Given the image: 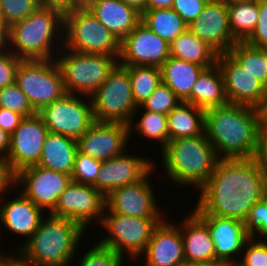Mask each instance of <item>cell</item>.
Instances as JSON below:
<instances>
[{"label": "cell", "instance_id": "cell-1", "mask_svg": "<svg viewBox=\"0 0 267 266\" xmlns=\"http://www.w3.org/2000/svg\"><path fill=\"white\" fill-rule=\"evenodd\" d=\"M267 195V169L257 158L218 159L211 177L197 190L192 211L245 222Z\"/></svg>", "mask_w": 267, "mask_h": 266}, {"label": "cell", "instance_id": "cell-2", "mask_svg": "<svg viewBox=\"0 0 267 266\" xmlns=\"http://www.w3.org/2000/svg\"><path fill=\"white\" fill-rule=\"evenodd\" d=\"M262 119L259 108L228 103L205 110L204 133L219 159L257 158Z\"/></svg>", "mask_w": 267, "mask_h": 266}, {"label": "cell", "instance_id": "cell-3", "mask_svg": "<svg viewBox=\"0 0 267 266\" xmlns=\"http://www.w3.org/2000/svg\"><path fill=\"white\" fill-rule=\"evenodd\" d=\"M86 233L79 223L47 213L17 252L36 266H70Z\"/></svg>", "mask_w": 267, "mask_h": 266}, {"label": "cell", "instance_id": "cell-4", "mask_svg": "<svg viewBox=\"0 0 267 266\" xmlns=\"http://www.w3.org/2000/svg\"><path fill=\"white\" fill-rule=\"evenodd\" d=\"M64 13L40 5L10 26L9 50L21 60H52L63 47Z\"/></svg>", "mask_w": 267, "mask_h": 266}, {"label": "cell", "instance_id": "cell-5", "mask_svg": "<svg viewBox=\"0 0 267 266\" xmlns=\"http://www.w3.org/2000/svg\"><path fill=\"white\" fill-rule=\"evenodd\" d=\"M160 153L167 182L185 190H198L211 177L219 159L205 133L171 140Z\"/></svg>", "mask_w": 267, "mask_h": 266}, {"label": "cell", "instance_id": "cell-6", "mask_svg": "<svg viewBox=\"0 0 267 266\" xmlns=\"http://www.w3.org/2000/svg\"><path fill=\"white\" fill-rule=\"evenodd\" d=\"M164 219H147L139 217L124 216L114 212H104L99 223L102 232L96 242L107 247L119 255H122L131 265L141 262L154 229ZM104 234V236H102ZM130 259V260H129ZM136 261V262H135Z\"/></svg>", "mask_w": 267, "mask_h": 266}, {"label": "cell", "instance_id": "cell-7", "mask_svg": "<svg viewBox=\"0 0 267 266\" xmlns=\"http://www.w3.org/2000/svg\"><path fill=\"white\" fill-rule=\"evenodd\" d=\"M66 93L91 95L118 63L114 56L78 53L62 47L55 56Z\"/></svg>", "mask_w": 267, "mask_h": 266}, {"label": "cell", "instance_id": "cell-8", "mask_svg": "<svg viewBox=\"0 0 267 266\" xmlns=\"http://www.w3.org/2000/svg\"><path fill=\"white\" fill-rule=\"evenodd\" d=\"M63 47L78 53L104 54L117 59L120 41L88 9L64 13Z\"/></svg>", "mask_w": 267, "mask_h": 266}, {"label": "cell", "instance_id": "cell-9", "mask_svg": "<svg viewBox=\"0 0 267 266\" xmlns=\"http://www.w3.org/2000/svg\"><path fill=\"white\" fill-rule=\"evenodd\" d=\"M94 121L129 125L137 109L127 68L117 63L91 95Z\"/></svg>", "mask_w": 267, "mask_h": 266}, {"label": "cell", "instance_id": "cell-10", "mask_svg": "<svg viewBox=\"0 0 267 266\" xmlns=\"http://www.w3.org/2000/svg\"><path fill=\"white\" fill-rule=\"evenodd\" d=\"M15 84L25 93L36 112L66 94L55 59L22 60L17 68Z\"/></svg>", "mask_w": 267, "mask_h": 266}, {"label": "cell", "instance_id": "cell-11", "mask_svg": "<svg viewBox=\"0 0 267 266\" xmlns=\"http://www.w3.org/2000/svg\"><path fill=\"white\" fill-rule=\"evenodd\" d=\"M37 114L49 132L75 140L88 131L94 122L91 98L70 93L44 106Z\"/></svg>", "mask_w": 267, "mask_h": 266}, {"label": "cell", "instance_id": "cell-12", "mask_svg": "<svg viewBox=\"0 0 267 266\" xmlns=\"http://www.w3.org/2000/svg\"><path fill=\"white\" fill-rule=\"evenodd\" d=\"M157 164V165H156ZM155 167L140 181L116 188L106 197V207L104 212H114L124 216L147 218V219H165L168 215L157 203V195L153 189L151 176L158 171ZM156 168V169H155ZM156 170V171H155ZM153 182V183H152ZM152 183V184H151Z\"/></svg>", "mask_w": 267, "mask_h": 266}, {"label": "cell", "instance_id": "cell-13", "mask_svg": "<svg viewBox=\"0 0 267 266\" xmlns=\"http://www.w3.org/2000/svg\"><path fill=\"white\" fill-rule=\"evenodd\" d=\"M71 182L70 175L36 164L20 169L15 174L14 187H19L17 190L46 213H50Z\"/></svg>", "mask_w": 267, "mask_h": 266}, {"label": "cell", "instance_id": "cell-14", "mask_svg": "<svg viewBox=\"0 0 267 266\" xmlns=\"http://www.w3.org/2000/svg\"><path fill=\"white\" fill-rule=\"evenodd\" d=\"M105 207L106 198L96 188L72 181L50 214L75 221L89 231L94 224L98 227Z\"/></svg>", "mask_w": 267, "mask_h": 266}, {"label": "cell", "instance_id": "cell-15", "mask_svg": "<svg viewBox=\"0 0 267 266\" xmlns=\"http://www.w3.org/2000/svg\"><path fill=\"white\" fill-rule=\"evenodd\" d=\"M134 147L132 145L122 154L102 161L96 182L92 186L105 198L118 187L142 180L155 167V159L135 153Z\"/></svg>", "mask_w": 267, "mask_h": 266}, {"label": "cell", "instance_id": "cell-16", "mask_svg": "<svg viewBox=\"0 0 267 266\" xmlns=\"http://www.w3.org/2000/svg\"><path fill=\"white\" fill-rule=\"evenodd\" d=\"M48 133V128L37 113L20 121L19 126L10 135L5 159L14 174L20 169L38 164Z\"/></svg>", "mask_w": 267, "mask_h": 266}, {"label": "cell", "instance_id": "cell-17", "mask_svg": "<svg viewBox=\"0 0 267 266\" xmlns=\"http://www.w3.org/2000/svg\"><path fill=\"white\" fill-rule=\"evenodd\" d=\"M13 190L15 195L9 197L11 195L6 193L0 199V224L2 225L1 228L8 231V234L10 232L16 238L20 237L19 240H21V237L25 239L19 241L21 245L18 243L15 244L16 246L12 245V250L17 252L38 229L40 222L47 213L19 192L16 187Z\"/></svg>", "mask_w": 267, "mask_h": 266}, {"label": "cell", "instance_id": "cell-18", "mask_svg": "<svg viewBox=\"0 0 267 266\" xmlns=\"http://www.w3.org/2000/svg\"><path fill=\"white\" fill-rule=\"evenodd\" d=\"M224 90L228 103L263 109L267 103V88L255 79L226 52L219 54Z\"/></svg>", "mask_w": 267, "mask_h": 266}, {"label": "cell", "instance_id": "cell-19", "mask_svg": "<svg viewBox=\"0 0 267 266\" xmlns=\"http://www.w3.org/2000/svg\"><path fill=\"white\" fill-rule=\"evenodd\" d=\"M169 57V44L140 22L120 42L118 63L161 67Z\"/></svg>", "mask_w": 267, "mask_h": 266}, {"label": "cell", "instance_id": "cell-20", "mask_svg": "<svg viewBox=\"0 0 267 266\" xmlns=\"http://www.w3.org/2000/svg\"><path fill=\"white\" fill-rule=\"evenodd\" d=\"M129 125L94 121L77 139L78 152L101 161L114 158L127 150Z\"/></svg>", "mask_w": 267, "mask_h": 266}, {"label": "cell", "instance_id": "cell-21", "mask_svg": "<svg viewBox=\"0 0 267 266\" xmlns=\"http://www.w3.org/2000/svg\"><path fill=\"white\" fill-rule=\"evenodd\" d=\"M188 29L219 54L228 52L237 43L229 27L227 4L222 0H208L200 16L188 25Z\"/></svg>", "mask_w": 267, "mask_h": 266}, {"label": "cell", "instance_id": "cell-22", "mask_svg": "<svg viewBox=\"0 0 267 266\" xmlns=\"http://www.w3.org/2000/svg\"><path fill=\"white\" fill-rule=\"evenodd\" d=\"M168 216L154 229L144 253L143 266H178L185 261L181 221Z\"/></svg>", "mask_w": 267, "mask_h": 266}, {"label": "cell", "instance_id": "cell-23", "mask_svg": "<svg viewBox=\"0 0 267 266\" xmlns=\"http://www.w3.org/2000/svg\"><path fill=\"white\" fill-rule=\"evenodd\" d=\"M209 228L214 241L216 264L226 266L240 260L245 242L250 238L244 222L216 215H197Z\"/></svg>", "mask_w": 267, "mask_h": 266}, {"label": "cell", "instance_id": "cell-24", "mask_svg": "<svg viewBox=\"0 0 267 266\" xmlns=\"http://www.w3.org/2000/svg\"><path fill=\"white\" fill-rule=\"evenodd\" d=\"M181 218L185 260L216 264L214 241L208 226L191 210Z\"/></svg>", "mask_w": 267, "mask_h": 266}, {"label": "cell", "instance_id": "cell-25", "mask_svg": "<svg viewBox=\"0 0 267 266\" xmlns=\"http://www.w3.org/2000/svg\"><path fill=\"white\" fill-rule=\"evenodd\" d=\"M88 10L120 42L141 22V13L121 0H95Z\"/></svg>", "mask_w": 267, "mask_h": 266}, {"label": "cell", "instance_id": "cell-26", "mask_svg": "<svg viewBox=\"0 0 267 266\" xmlns=\"http://www.w3.org/2000/svg\"><path fill=\"white\" fill-rule=\"evenodd\" d=\"M77 152V140L49 132L37 165L71 176Z\"/></svg>", "mask_w": 267, "mask_h": 266}, {"label": "cell", "instance_id": "cell-27", "mask_svg": "<svg viewBox=\"0 0 267 266\" xmlns=\"http://www.w3.org/2000/svg\"><path fill=\"white\" fill-rule=\"evenodd\" d=\"M205 67L170 56L160 67L161 83L182 102L191 103V90Z\"/></svg>", "mask_w": 267, "mask_h": 266}, {"label": "cell", "instance_id": "cell-28", "mask_svg": "<svg viewBox=\"0 0 267 266\" xmlns=\"http://www.w3.org/2000/svg\"><path fill=\"white\" fill-rule=\"evenodd\" d=\"M191 104L203 110L228 104L218 64L201 72L191 90Z\"/></svg>", "mask_w": 267, "mask_h": 266}, {"label": "cell", "instance_id": "cell-29", "mask_svg": "<svg viewBox=\"0 0 267 266\" xmlns=\"http://www.w3.org/2000/svg\"><path fill=\"white\" fill-rule=\"evenodd\" d=\"M140 111L141 115H139ZM133 133H135V135ZM137 134L140 137H138ZM133 135L134 138L147 139L145 141L150 140L152 143L151 145H156V147L157 144H159L158 147L160 148H157V152L159 153V150L161 152L169 143L167 115L143 110L140 106H138L133 114L131 122L129 123V143L131 146V141H133L131 137Z\"/></svg>", "mask_w": 267, "mask_h": 266}, {"label": "cell", "instance_id": "cell-30", "mask_svg": "<svg viewBox=\"0 0 267 266\" xmlns=\"http://www.w3.org/2000/svg\"><path fill=\"white\" fill-rule=\"evenodd\" d=\"M169 55L209 68L217 64L219 53L187 29L169 44Z\"/></svg>", "mask_w": 267, "mask_h": 266}, {"label": "cell", "instance_id": "cell-31", "mask_svg": "<svg viewBox=\"0 0 267 266\" xmlns=\"http://www.w3.org/2000/svg\"><path fill=\"white\" fill-rule=\"evenodd\" d=\"M167 117L169 141L204 134L205 110L191 103L181 102Z\"/></svg>", "mask_w": 267, "mask_h": 266}, {"label": "cell", "instance_id": "cell-32", "mask_svg": "<svg viewBox=\"0 0 267 266\" xmlns=\"http://www.w3.org/2000/svg\"><path fill=\"white\" fill-rule=\"evenodd\" d=\"M141 22L168 44L188 29L172 8L145 10L141 14Z\"/></svg>", "mask_w": 267, "mask_h": 266}, {"label": "cell", "instance_id": "cell-33", "mask_svg": "<svg viewBox=\"0 0 267 266\" xmlns=\"http://www.w3.org/2000/svg\"><path fill=\"white\" fill-rule=\"evenodd\" d=\"M242 68L267 88V48L237 42L227 52Z\"/></svg>", "mask_w": 267, "mask_h": 266}, {"label": "cell", "instance_id": "cell-34", "mask_svg": "<svg viewBox=\"0 0 267 266\" xmlns=\"http://www.w3.org/2000/svg\"><path fill=\"white\" fill-rule=\"evenodd\" d=\"M227 7L232 36L237 42H244L259 19L258 0L227 4Z\"/></svg>", "mask_w": 267, "mask_h": 266}, {"label": "cell", "instance_id": "cell-35", "mask_svg": "<svg viewBox=\"0 0 267 266\" xmlns=\"http://www.w3.org/2000/svg\"><path fill=\"white\" fill-rule=\"evenodd\" d=\"M125 67L131 81L134 101L137 106H140L161 84L160 67L144 65Z\"/></svg>", "mask_w": 267, "mask_h": 266}, {"label": "cell", "instance_id": "cell-36", "mask_svg": "<svg viewBox=\"0 0 267 266\" xmlns=\"http://www.w3.org/2000/svg\"><path fill=\"white\" fill-rule=\"evenodd\" d=\"M95 241V239L92 241L94 243L91 247L88 246L87 251L85 247V253H82L80 257L76 255L77 257L74 258L73 263H71L70 266H124V263H127L122 255L117 254L107 247L99 245ZM74 261H78L77 265Z\"/></svg>", "mask_w": 267, "mask_h": 266}, {"label": "cell", "instance_id": "cell-37", "mask_svg": "<svg viewBox=\"0 0 267 266\" xmlns=\"http://www.w3.org/2000/svg\"><path fill=\"white\" fill-rule=\"evenodd\" d=\"M181 102L167 85L161 83L140 107L143 110L168 115Z\"/></svg>", "mask_w": 267, "mask_h": 266}, {"label": "cell", "instance_id": "cell-38", "mask_svg": "<svg viewBox=\"0 0 267 266\" xmlns=\"http://www.w3.org/2000/svg\"><path fill=\"white\" fill-rule=\"evenodd\" d=\"M0 107L29 117L37 112L32 108L25 93L14 83L0 89Z\"/></svg>", "mask_w": 267, "mask_h": 266}, {"label": "cell", "instance_id": "cell-39", "mask_svg": "<svg viewBox=\"0 0 267 266\" xmlns=\"http://www.w3.org/2000/svg\"><path fill=\"white\" fill-rule=\"evenodd\" d=\"M40 5V0H0V17L11 26L28 17Z\"/></svg>", "mask_w": 267, "mask_h": 266}, {"label": "cell", "instance_id": "cell-40", "mask_svg": "<svg viewBox=\"0 0 267 266\" xmlns=\"http://www.w3.org/2000/svg\"><path fill=\"white\" fill-rule=\"evenodd\" d=\"M244 225L251 238L267 241V195L251 208Z\"/></svg>", "mask_w": 267, "mask_h": 266}, {"label": "cell", "instance_id": "cell-41", "mask_svg": "<svg viewBox=\"0 0 267 266\" xmlns=\"http://www.w3.org/2000/svg\"><path fill=\"white\" fill-rule=\"evenodd\" d=\"M101 164V160L77 152L71 174L72 181L93 185L96 182Z\"/></svg>", "mask_w": 267, "mask_h": 266}, {"label": "cell", "instance_id": "cell-42", "mask_svg": "<svg viewBox=\"0 0 267 266\" xmlns=\"http://www.w3.org/2000/svg\"><path fill=\"white\" fill-rule=\"evenodd\" d=\"M245 266H267V241L249 238L239 260Z\"/></svg>", "mask_w": 267, "mask_h": 266}, {"label": "cell", "instance_id": "cell-43", "mask_svg": "<svg viewBox=\"0 0 267 266\" xmlns=\"http://www.w3.org/2000/svg\"><path fill=\"white\" fill-rule=\"evenodd\" d=\"M258 10L257 24L244 42L256 48H267V0H258Z\"/></svg>", "mask_w": 267, "mask_h": 266}, {"label": "cell", "instance_id": "cell-44", "mask_svg": "<svg viewBox=\"0 0 267 266\" xmlns=\"http://www.w3.org/2000/svg\"><path fill=\"white\" fill-rule=\"evenodd\" d=\"M21 61L10 50L0 53V89L15 83L17 68Z\"/></svg>", "mask_w": 267, "mask_h": 266}, {"label": "cell", "instance_id": "cell-45", "mask_svg": "<svg viewBox=\"0 0 267 266\" xmlns=\"http://www.w3.org/2000/svg\"><path fill=\"white\" fill-rule=\"evenodd\" d=\"M207 2L208 0H174L172 9L189 25L200 16Z\"/></svg>", "mask_w": 267, "mask_h": 266}, {"label": "cell", "instance_id": "cell-46", "mask_svg": "<svg viewBox=\"0 0 267 266\" xmlns=\"http://www.w3.org/2000/svg\"><path fill=\"white\" fill-rule=\"evenodd\" d=\"M14 183L15 174L10 170L7 161L0 157V199L6 195L5 193L13 192Z\"/></svg>", "mask_w": 267, "mask_h": 266}, {"label": "cell", "instance_id": "cell-47", "mask_svg": "<svg viewBox=\"0 0 267 266\" xmlns=\"http://www.w3.org/2000/svg\"><path fill=\"white\" fill-rule=\"evenodd\" d=\"M24 117L16 112L0 107V128L11 135Z\"/></svg>", "mask_w": 267, "mask_h": 266}, {"label": "cell", "instance_id": "cell-48", "mask_svg": "<svg viewBox=\"0 0 267 266\" xmlns=\"http://www.w3.org/2000/svg\"><path fill=\"white\" fill-rule=\"evenodd\" d=\"M17 254V255H16ZM0 266H36L25 260L18 252H0Z\"/></svg>", "mask_w": 267, "mask_h": 266}, {"label": "cell", "instance_id": "cell-49", "mask_svg": "<svg viewBox=\"0 0 267 266\" xmlns=\"http://www.w3.org/2000/svg\"><path fill=\"white\" fill-rule=\"evenodd\" d=\"M257 159L267 169V121L261 122L260 150Z\"/></svg>", "mask_w": 267, "mask_h": 266}, {"label": "cell", "instance_id": "cell-50", "mask_svg": "<svg viewBox=\"0 0 267 266\" xmlns=\"http://www.w3.org/2000/svg\"><path fill=\"white\" fill-rule=\"evenodd\" d=\"M10 26L0 17V53L9 50Z\"/></svg>", "mask_w": 267, "mask_h": 266}, {"label": "cell", "instance_id": "cell-51", "mask_svg": "<svg viewBox=\"0 0 267 266\" xmlns=\"http://www.w3.org/2000/svg\"><path fill=\"white\" fill-rule=\"evenodd\" d=\"M174 0H147L145 10L172 8Z\"/></svg>", "mask_w": 267, "mask_h": 266}, {"label": "cell", "instance_id": "cell-52", "mask_svg": "<svg viewBox=\"0 0 267 266\" xmlns=\"http://www.w3.org/2000/svg\"><path fill=\"white\" fill-rule=\"evenodd\" d=\"M40 3L43 6L57 8L63 13L69 11V0H40Z\"/></svg>", "mask_w": 267, "mask_h": 266}, {"label": "cell", "instance_id": "cell-53", "mask_svg": "<svg viewBox=\"0 0 267 266\" xmlns=\"http://www.w3.org/2000/svg\"><path fill=\"white\" fill-rule=\"evenodd\" d=\"M10 145V135L0 128V157L6 159Z\"/></svg>", "mask_w": 267, "mask_h": 266}, {"label": "cell", "instance_id": "cell-54", "mask_svg": "<svg viewBox=\"0 0 267 266\" xmlns=\"http://www.w3.org/2000/svg\"><path fill=\"white\" fill-rule=\"evenodd\" d=\"M95 0H69V11L88 9Z\"/></svg>", "mask_w": 267, "mask_h": 266}, {"label": "cell", "instance_id": "cell-55", "mask_svg": "<svg viewBox=\"0 0 267 266\" xmlns=\"http://www.w3.org/2000/svg\"><path fill=\"white\" fill-rule=\"evenodd\" d=\"M124 4L135 8L141 14L145 11L147 0H121Z\"/></svg>", "mask_w": 267, "mask_h": 266}, {"label": "cell", "instance_id": "cell-56", "mask_svg": "<svg viewBox=\"0 0 267 266\" xmlns=\"http://www.w3.org/2000/svg\"><path fill=\"white\" fill-rule=\"evenodd\" d=\"M178 266H220L218 264H209L205 262H196V261H183Z\"/></svg>", "mask_w": 267, "mask_h": 266}, {"label": "cell", "instance_id": "cell-57", "mask_svg": "<svg viewBox=\"0 0 267 266\" xmlns=\"http://www.w3.org/2000/svg\"><path fill=\"white\" fill-rule=\"evenodd\" d=\"M226 4H232L236 2H248V1H253V0H222Z\"/></svg>", "mask_w": 267, "mask_h": 266}, {"label": "cell", "instance_id": "cell-58", "mask_svg": "<svg viewBox=\"0 0 267 266\" xmlns=\"http://www.w3.org/2000/svg\"><path fill=\"white\" fill-rule=\"evenodd\" d=\"M262 111H263L262 121H267V103H266L265 107L262 109Z\"/></svg>", "mask_w": 267, "mask_h": 266}, {"label": "cell", "instance_id": "cell-59", "mask_svg": "<svg viewBox=\"0 0 267 266\" xmlns=\"http://www.w3.org/2000/svg\"><path fill=\"white\" fill-rule=\"evenodd\" d=\"M226 266H245V265H243V264L238 260V261H236V262L229 263V264H227Z\"/></svg>", "mask_w": 267, "mask_h": 266}, {"label": "cell", "instance_id": "cell-60", "mask_svg": "<svg viewBox=\"0 0 267 266\" xmlns=\"http://www.w3.org/2000/svg\"><path fill=\"white\" fill-rule=\"evenodd\" d=\"M2 232H1V230H0V234H1ZM1 238H3L2 237V234H1V236H0V240H1ZM0 243H1V241H0ZM5 251H7V250H4V246H3V249H1V247H0V252H5Z\"/></svg>", "mask_w": 267, "mask_h": 266}]
</instances>
